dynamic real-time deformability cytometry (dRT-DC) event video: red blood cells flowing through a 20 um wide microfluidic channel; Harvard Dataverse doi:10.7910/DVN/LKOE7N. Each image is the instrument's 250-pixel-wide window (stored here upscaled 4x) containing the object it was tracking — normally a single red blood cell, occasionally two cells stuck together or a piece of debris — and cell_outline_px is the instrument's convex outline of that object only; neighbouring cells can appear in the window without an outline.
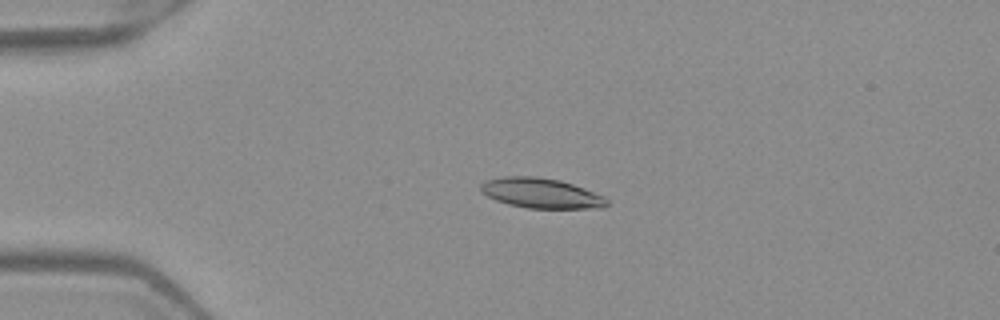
{"species": "Egyptian fruit bat (a non-hibernating species)", "species_latin": "Rousettus aegyptiacus", "temperature_condition": "warm", "stored_images_in_passage": 52, "camera_frame_rate_fps": 3000, "um_per_image_px": 0.085, "frame": {"image": 1, "passage_image": 13, "time_ms": 4.0, "image_size_px": [1000, 320], "cell_outline_px": [[608, 204], [604, 208], [528, 208], [508, 204], [496, 200], [480, 192], [480, 184], [484, 180], [504, 176], [536, 176], [560, 180], [584, 188], [604, 196], [608, 200]], "centroid_in_image_um": [45.97, 16.41], "position_along_channel_um": 39.0, "area_um2": 22.2}}
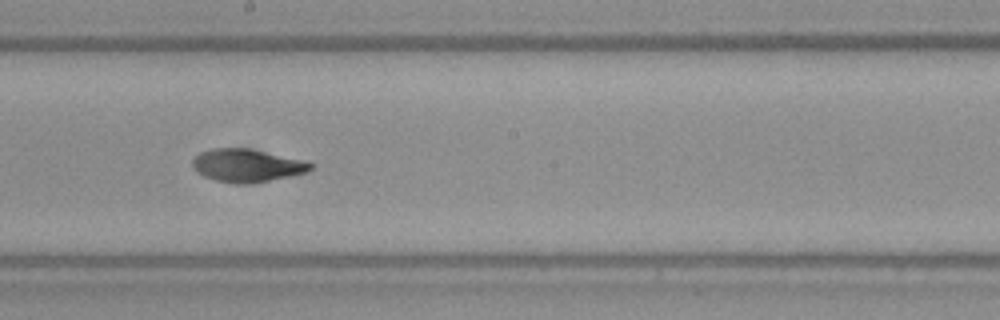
{"frame": {"image": 2, "passage_image": 30, "time_ms": 9.667, "image_size_px": [1000, 320], "cell_outline_px": [[312, 168], [308, 172], [268, 180], [240, 184], [236, 184], [216, 180], [204, 176], [196, 172], [192, 168], [192, 160], [200, 152], [212, 148], [248, 148], [300, 160], [312, 164]], "centroid_in_image_um": [20.91, 14.06], "position_along_channel_um": 227.3, "area_um2": 22.2}}
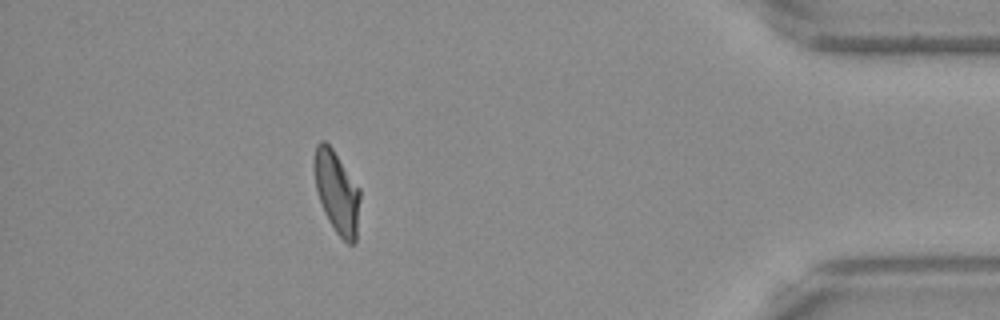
{"frame": {"image": 3, "passage_image": 47, "time_ms": 15.333, "image_size_px": [1000, 320], "cell_outline_px": [[360, 200], [356, 244], [348, 244], [336, 232], [328, 220], [324, 212], [316, 188], [312, 164], [312, 160], [316, 144], [320, 140], [324, 140], [332, 148], [360, 188]], "centroid_in_image_um": [28.62, 16.31], "position_along_channel_um": 406.6, "area_um2": 22.25}, "authors_computed_cell_mechanics": {"area_um2": 22.0796, "velocity_mm_per_s": 3.9744, "shape_relaxation_time_tau1_ms": 4.2416, "shape_relaxation_time_tau2_ms": 1.9555, "deformation_change_tau1": 0.1749, "deformation_change_tau2": 0.0731}}